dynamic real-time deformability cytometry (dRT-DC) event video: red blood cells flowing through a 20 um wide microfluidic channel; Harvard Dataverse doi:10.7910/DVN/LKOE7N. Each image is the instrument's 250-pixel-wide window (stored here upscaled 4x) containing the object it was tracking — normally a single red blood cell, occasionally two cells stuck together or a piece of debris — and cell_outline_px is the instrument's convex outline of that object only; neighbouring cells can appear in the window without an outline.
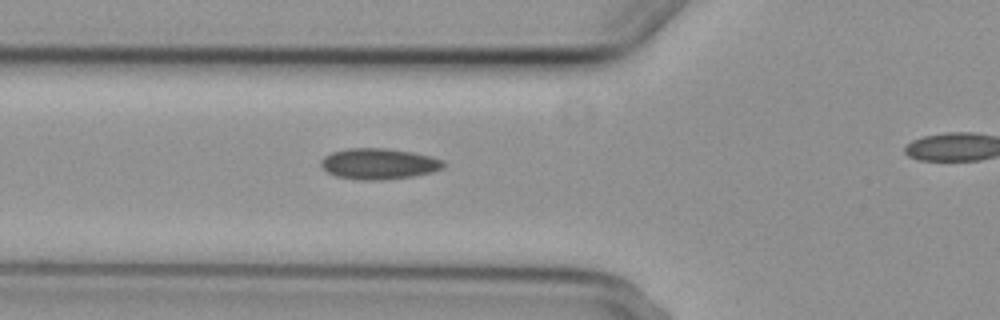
{"species": "common noctule bat (a hibernating species)", "species_latin": "Nyctalus noctula", "temperature_condition": "cold", "stored_images_in_passage": 5, "segment_of_instrument_passage": [1, 2], "camera_frame_rate_fps": 3000, "um_per_image_px": 0.085, "animal": {"sex": "female", "body_mass_g": 29.2, "forearm_length_mm": 56.3}, "frame": {"image": 1, "passage_image": 4, "time_ms": 3.333, "image_size_px": [1000, 320], "cell_outline_px": [[444, 164], [440, 168], [432, 172], [412, 176], [380, 180], [360, 180], [336, 176], [328, 172], [320, 164], [320, 160], [324, 156], [332, 152], [348, 148], [384, 148], [412, 152], [432, 156], [440, 160]], "centroid_in_image_um": [32.15, 13.92], "position_along_channel_um": 93.6, "area_um2": 21.85}}